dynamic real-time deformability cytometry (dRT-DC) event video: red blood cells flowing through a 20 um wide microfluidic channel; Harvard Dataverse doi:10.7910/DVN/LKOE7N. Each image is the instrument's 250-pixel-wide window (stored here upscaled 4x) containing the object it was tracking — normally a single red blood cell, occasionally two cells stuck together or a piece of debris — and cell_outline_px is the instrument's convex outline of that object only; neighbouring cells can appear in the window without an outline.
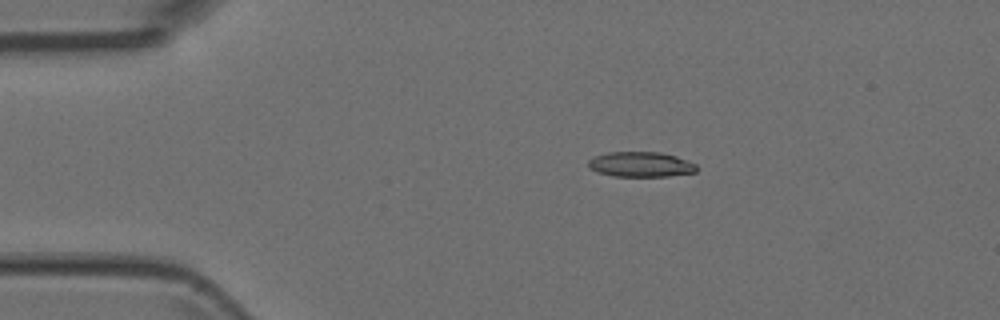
{"species": "Egyptian fruit bat (a non-hibernating species)", "species_latin": "Rousettus aegyptiacus", "temperature_condition": "room temperature", "stored_images_in_passage": 6, "camera_frame_rate_fps": 3000, "um_per_image_px": 0.085, "animal": {"sex": "female"}, "frame": {"image": 1, "passage_image": 3, "time_ms": 0.667, "image_size_px": [1000, 320], "cell_outline_px": [[696, 172], [668, 176], [616, 176], [596, 172], [588, 168], [588, 160], [596, 156], [608, 152], [660, 152], [676, 156], [696, 164]], "centroid_in_image_um": [54.44, 13.97], "position_along_channel_um": 30.6, "area_um2": 15.78}}
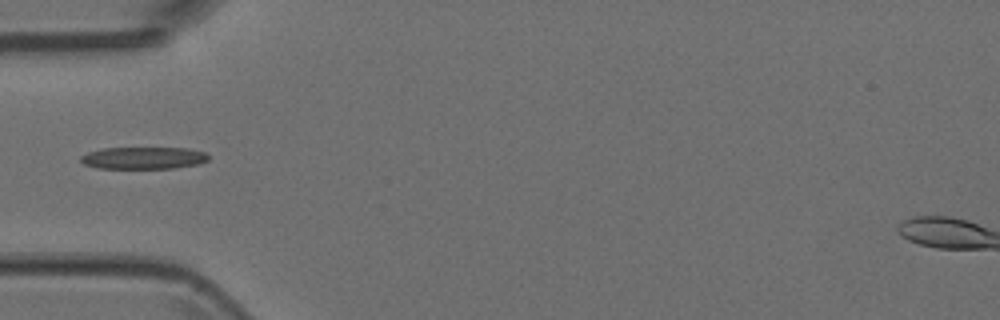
{"frame": {"image": 2, "passage_image": 5, "time_ms": 1.333, "image_size_px": [1000, 320], "cell_outline_px": [[208, 160], [196, 164], [172, 168], [100, 168], [84, 164], [80, 160], [80, 156], [88, 152], [104, 148], [188, 148], [204, 152], [208, 156]], "centroid_in_image_um": [12.17, 13.42], "position_along_channel_um": 72.8, "area_um2": 16.24}}
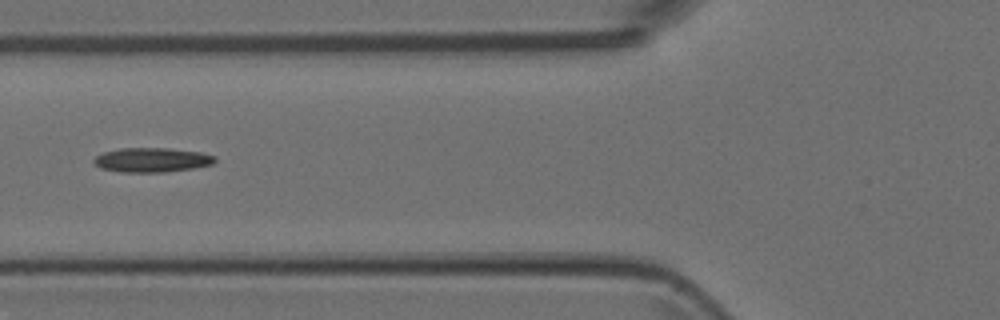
{"frame": {"image": 3, "passage_image": 6, "time_ms": 1.667, "image_size_px": [1000, 320], "cell_outline_px": [[216, 160], [212, 164], [192, 168], [164, 172], [124, 172], [100, 168], [92, 164], [92, 160], [96, 156], [104, 152], [120, 148], [168, 148], [200, 152], [216, 156]], "centroid_in_image_um": [12.88, 13.59], "position_along_channel_um": 112.9, "area_um2": 17.22}}